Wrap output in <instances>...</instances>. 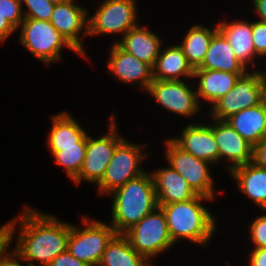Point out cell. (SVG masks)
Segmentation results:
<instances>
[{
    "label": "cell",
    "instance_id": "obj_26",
    "mask_svg": "<svg viewBox=\"0 0 266 266\" xmlns=\"http://www.w3.org/2000/svg\"><path fill=\"white\" fill-rule=\"evenodd\" d=\"M137 253L124 234H116L108 243L98 266H151Z\"/></svg>",
    "mask_w": 266,
    "mask_h": 266
},
{
    "label": "cell",
    "instance_id": "obj_28",
    "mask_svg": "<svg viewBox=\"0 0 266 266\" xmlns=\"http://www.w3.org/2000/svg\"><path fill=\"white\" fill-rule=\"evenodd\" d=\"M87 148V134L77 143V146L49 147L55 163L62 166L73 180L79 173L85 159Z\"/></svg>",
    "mask_w": 266,
    "mask_h": 266
},
{
    "label": "cell",
    "instance_id": "obj_24",
    "mask_svg": "<svg viewBox=\"0 0 266 266\" xmlns=\"http://www.w3.org/2000/svg\"><path fill=\"white\" fill-rule=\"evenodd\" d=\"M194 69L188 63L186 56L179 45H171L160 50L155 66L153 79L156 80H183L193 79Z\"/></svg>",
    "mask_w": 266,
    "mask_h": 266
},
{
    "label": "cell",
    "instance_id": "obj_10",
    "mask_svg": "<svg viewBox=\"0 0 266 266\" xmlns=\"http://www.w3.org/2000/svg\"><path fill=\"white\" fill-rule=\"evenodd\" d=\"M136 0H103L88 16V36L120 34L121 38L139 25Z\"/></svg>",
    "mask_w": 266,
    "mask_h": 266
},
{
    "label": "cell",
    "instance_id": "obj_31",
    "mask_svg": "<svg viewBox=\"0 0 266 266\" xmlns=\"http://www.w3.org/2000/svg\"><path fill=\"white\" fill-rule=\"evenodd\" d=\"M266 213V210H263ZM249 230V236L254 248L266 247V214L257 216L255 220H252Z\"/></svg>",
    "mask_w": 266,
    "mask_h": 266
},
{
    "label": "cell",
    "instance_id": "obj_32",
    "mask_svg": "<svg viewBox=\"0 0 266 266\" xmlns=\"http://www.w3.org/2000/svg\"><path fill=\"white\" fill-rule=\"evenodd\" d=\"M253 46L256 54L261 58L266 57V23L257 19L252 22Z\"/></svg>",
    "mask_w": 266,
    "mask_h": 266
},
{
    "label": "cell",
    "instance_id": "obj_8",
    "mask_svg": "<svg viewBox=\"0 0 266 266\" xmlns=\"http://www.w3.org/2000/svg\"><path fill=\"white\" fill-rule=\"evenodd\" d=\"M124 235L132 248L150 263H153L152 258L165 253L174 245L168 232L165 214L159 206L127 230Z\"/></svg>",
    "mask_w": 266,
    "mask_h": 266
},
{
    "label": "cell",
    "instance_id": "obj_23",
    "mask_svg": "<svg viewBox=\"0 0 266 266\" xmlns=\"http://www.w3.org/2000/svg\"><path fill=\"white\" fill-rule=\"evenodd\" d=\"M229 174L236 180L241 193L262 209L261 211L266 210V169L249 162Z\"/></svg>",
    "mask_w": 266,
    "mask_h": 266
},
{
    "label": "cell",
    "instance_id": "obj_15",
    "mask_svg": "<svg viewBox=\"0 0 266 266\" xmlns=\"http://www.w3.org/2000/svg\"><path fill=\"white\" fill-rule=\"evenodd\" d=\"M107 67L121 82H137L141 89L148 90L153 79V67L122 49L116 42L109 49Z\"/></svg>",
    "mask_w": 266,
    "mask_h": 266
},
{
    "label": "cell",
    "instance_id": "obj_3",
    "mask_svg": "<svg viewBox=\"0 0 266 266\" xmlns=\"http://www.w3.org/2000/svg\"><path fill=\"white\" fill-rule=\"evenodd\" d=\"M213 199L198 195L184 202L161 205L169 235L173 243L187 239L206 247L216 231L217 221L212 212L202 202Z\"/></svg>",
    "mask_w": 266,
    "mask_h": 266
},
{
    "label": "cell",
    "instance_id": "obj_40",
    "mask_svg": "<svg viewBox=\"0 0 266 266\" xmlns=\"http://www.w3.org/2000/svg\"><path fill=\"white\" fill-rule=\"evenodd\" d=\"M48 1H50L53 5H57V4L65 3L69 0H48Z\"/></svg>",
    "mask_w": 266,
    "mask_h": 266
},
{
    "label": "cell",
    "instance_id": "obj_39",
    "mask_svg": "<svg viewBox=\"0 0 266 266\" xmlns=\"http://www.w3.org/2000/svg\"><path fill=\"white\" fill-rule=\"evenodd\" d=\"M259 21L266 23V0H252Z\"/></svg>",
    "mask_w": 266,
    "mask_h": 266
},
{
    "label": "cell",
    "instance_id": "obj_21",
    "mask_svg": "<svg viewBox=\"0 0 266 266\" xmlns=\"http://www.w3.org/2000/svg\"><path fill=\"white\" fill-rule=\"evenodd\" d=\"M253 147L266 138V104L243 109L226 120Z\"/></svg>",
    "mask_w": 266,
    "mask_h": 266
},
{
    "label": "cell",
    "instance_id": "obj_20",
    "mask_svg": "<svg viewBox=\"0 0 266 266\" xmlns=\"http://www.w3.org/2000/svg\"><path fill=\"white\" fill-rule=\"evenodd\" d=\"M218 30L224 35L228 43L232 47L236 58L243 63L247 68L251 64L254 67L255 60L258 55L256 54L253 46L252 38V22L245 20H234L219 22L217 24Z\"/></svg>",
    "mask_w": 266,
    "mask_h": 266
},
{
    "label": "cell",
    "instance_id": "obj_14",
    "mask_svg": "<svg viewBox=\"0 0 266 266\" xmlns=\"http://www.w3.org/2000/svg\"><path fill=\"white\" fill-rule=\"evenodd\" d=\"M216 144L219 151V162L227 159L231 163L227 165L230 173L237 167L243 166L253 160V146L248 143L227 121L212 119Z\"/></svg>",
    "mask_w": 266,
    "mask_h": 266
},
{
    "label": "cell",
    "instance_id": "obj_11",
    "mask_svg": "<svg viewBox=\"0 0 266 266\" xmlns=\"http://www.w3.org/2000/svg\"><path fill=\"white\" fill-rule=\"evenodd\" d=\"M109 128L100 138L90 137L87 133V148L80 173L72 180L74 184L84 180L88 183H98L105 172L107 165L113 157L117 144L123 139L117 132L114 113L109 118Z\"/></svg>",
    "mask_w": 266,
    "mask_h": 266
},
{
    "label": "cell",
    "instance_id": "obj_6",
    "mask_svg": "<svg viewBox=\"0 0 266 266\" xmlns=\"http://www.w3.org/2000/svg\"><path fill=\"white\" fill-rule=\"evenodd\" d=\"M265 79L264 70L248 71L225 96L210 106L207 114L211 119L226 121L243 109L259 105L264 98Z\"/></svg>",
    "mask_w": 266,
    "mask_h": 266
},
{
    "label": "cell",
    "instance_id": "obj_4",
    "mask_svg": "<svg viewBox=\"0 0 266 266\" xmlns=\"http://www.w3.org/2000/svg\"><path fill=\"white\" fill-rule=\"evenodd\" d=\"M19 27L20 44L46 65L62 60L63 47L81 55L49 21L25 18Z\"/></svg>",
    "mask_w": 266,
    "mask_h": 266
},
{
    "label": "cell",
    "instance_id": "obj_9",
    "mask_svg": "<svg viewBox=\"0 0 266 266\" xmlns=\"http://www.w3.org/2000/svg\"><path fill=\"white\" fill-rule=\"evenodd\" d=\"M165 160L188 182L197 194L210 199L215 198L211 163L197 158L180 148L171 138L165 141Z\"/></svg>",
    "mask_w": 266,
    "mask_h": 266
},
{
    "label": "cell",
    "instance_id": "obj_5",
    "mask_svg": "<svg viewBox=\"0 0 266 266\" xmlns=\"http://www.w3.org/2000/svg\"><path fill=\"white\" fill-rule=\"evenodd\" d=\"M146 144H135L123 138L116 146L112 159L107 165L102 179L96 184L98 193L107 196L128 181L143 174L141 163L146 157Z\"/></svg>",
    "mask_w": 266,
    "mask_h": 266
},
{
    "label": "cell",
    "instance_id": "obj_34",
    "mask_svg": "<svg viewBox=\"0 0 266 266\" xmlns=\"http://www.w3.org/2000/svg\"><path fill=\"white\" fill-rule=\"evenodd\" d=\"M253 163L266 169V138L253 147Z\"/></svg>",
    "mask_w": 266,
    "mask_h": 266
},
{
    "label": "cell",
    "instance_id": "obj_13",
    "mask_svg": "<svg viewBox=\"0 0 266 266\" xmlns=\"http://www.w3.org/2000/svg\"><path fill=\"white\" fill-rule=\"evenodd\" d=\"M88 11L74 0L54 6L49 22L68 42L87 58L82 39L88 36ZM83 36H81V35ZM80 35V36H79Z\"/></svg>",
    "mask_w": 266,
    "mask_h": 266
},
{
    "label": "cell",
    "instance_id": "obj_22",
    "mask_svg": "<svg viewBox=\"0 0 266 266\" xmlns=\"http://www.w3.org/2000/svg\"><path fill=\"white\" fill-rule=\"evenodd\" d=\"M196 69L218 70L230 73L248 72V68L236 58L232 47L219 30L210 41L203 63Z\"/></svg>",
    "mask_w": 266,
    "mask_h": 266
},
{
    "label": "cell",
    "instance_id": "obj_33",
    "mask_svg": "<svg viewBox=\"0 0 266 266\" xmlns=\"http://www.w3.org/2000/svg\"><path fill=\"white\" fill-rule=\"evenodd\" d=\"M47 266H89L74 257L68 250L57 255Z\"/></svg>",
    "mask_w": 266,
    "mask_h": 266
},
{
    "label": "cell",
    "instance_id": "obj_38",
    "mask_svg": "<svg viewBox=\"0 0 266 266\" xmlns=\"http://www.w3.org/2000/svg\"><path fill=\"white\" fill-rule=\"evenodd\" d=\"M16 29L0 15V42H4Z\"/></svg>",
    "mask_w": 266,
    "mask_h": 266
},
{
    "label": "cell",
    "instance_id": "obj_41",
    "mask_svg": "<svg viewBox=\"0 0 266 266\" xmlns=\"http://www.w3.org/2000/svg\"><path fill=\"white\" fill-rule=\"evenodd\" d=\"M263 101L266 104V79H265V86H264V98H263Z\"/></svg>",
    "mask_w": 266,
    "mask_h": 266
},
{
    "label": "cell",
    "instance_id": "obj_27",
    "mask_svg": "<svg viewBox=\"0 0 266 266\" xmlns=\"http://www.w3.org/2000/svg\"><path fill=\"white\" fill-rule=\"evenodd\" d=\"M217 31V25L214 28H209L202 26V24H195L186 32L179 47L193 69L198 68L203 63L210 41Z\"/></svg>",
    "mask_w": 266,
    "mask_h": 266
},
{
    "label": "cell",
    "instance_id": "obj_36",
    "mask_svg": "<svg viewBox=\"0 0 266 266\" xmlns=\"http://www.w3.org/2000/svg\"><path fill=\"white\" fill-rule=\"evenodd\" d=\"M10 242V234L7 227V224L0 227V259L3 255L9 250Z\"/></svg>",
    "mask_w": 266,
    "mask_h": 266
},
{
    "label": "cell",
    "instance_id": "obj_1",
    "mask_svg": "<svg viewBox=\"0 0 266 266\" xmlns=\"http://www.w3.org/2000/svg\"><path fill=\"white\" fill-rule=\"evenodd\" d=\"M21 222H20V221ZM20 224L19 235L13 253L26 264L47 266L57 255L67 251L71 224L58 220L56 215L43 213L34 208L26 207L23 213L7 222L10 242L15 229Z\"/></svg>",
    "mask_w": 266,
    "mask_h": 266
},
{
    "label": "cell",
    "instance_id": "obj_35",
    "mask_svg": "<svg viewBox=\"0 0 266 266\" xmlns=\"http://www.w3.org/2000/svg\"><path fill=\"white\" fill-rule=\"evenodd\" d=\"M248 258H250L249 266H266V247L252 248Z\"/></svg>",
    "mask_w": 266,
    "mask_h": 266
},
{
    "label": "cell",
    "instance_id": "obj_25",
    "mask_svg": "<svg viewBox=\"0 0 266 266\" xmlns=\"http://www.w3.org/2000/svg\"><path fill=\"white\" fill-rule=\"evenodd\" d=\"M51 117L52 126L46 140L48 147L77 146L87 134L81 124L66 111Z\"/></svg>",
    "mask_w": 266,
    "mask_h": 266
},
{
    "label": "cell",
    "instance_id": "obj_7",
    "mask_svg": "<svg viewBox=\"0 0 266 266\" xmlns=\"http://www.w3.org/2000/svg\"><path fill=\"white\" fill-rule=\"evenodd\" d=\"M82 226L71 224L67 250L89 266H98L108 243L117 234L114 228L100 220L83 215Z\"/></svg>",
    "mask_w": 266,
    "mask_h": 266
},
{
    "label": "cell",
    "instance_id": "obj_29",
    "mask_svg": "<svg viewBox=\"0 0 266 266\" xmlns=\"http://www.w3.org/2000/svg\"><path fill=\"white\" fill-rule=\"evenodd\" d=\"M22 4L27 7V11L23 10L25 18L49 21L54 6L48 0H21Z\"/></svg>",
    "mask_w": 266,
    "mask_h": 266
},
{
    "label": "cell",
    "instance_id": "obj_2",
    "mask_svg": "<svg viewBox=\"0 0 266 266\" xmlns=\"http://www.w3.org/2000/svg\"><path fill=\"white\" fill-rule=\"evenodd\" d=\"M107 196L113 198L110 225L117 234H124L158 207L152 174L148 171L131 179Z\"/></svg>",
    "mask_w": 266,
    "mask_h": 266
},
{
    "label": "cell",
    "instance_id": "obj_12",
    "mask_svg": "<svg viewBox=\"0 0 266 266\" xmlns=\"http://www.w3.org/2000/svg\"><path fill=\"white\" fill-rule=\"evenodd\" d=\"M195 89L184 80L154 79L147 93L169 112L189 118L198 114L201 109Z\"/></svg>",
    "mask_w": 266,
    "mask_h": 266
},
{
    "label": "cell",
    "instance_id": "obj_37",
    "mask_svg": "<svg viewBox=\"0 0 266 266\" xmlns=\"http://www.w3.org/2000/svg\"><path fill=\"white\" fill-rule=\"evenodd\" d=\"M0 266H31L29 264H22L21 260L13 253L11 250H9L3 255V257L0 259Z\"/></svg>",
    "mask_w": 266,
    "mask_h": 266
},
{
    "label": "cell",
    "instance_id": "obj_18",
    "mask_svg": "<svg viewBox=\"0 0 266 266\" xmlns=\"http://www.w3.org/2000/svg\"><path fill=\"white\" fill-rule=\"evenodd\" d=\"M159 37L149 28L139 24L130 29L118 42H113L137 59L154 67L161 48H164Z\"/></svg>",
    "mask_w": 266,
    "mask_h": 266
},
{
    "label": "cell",
    "instance_id": "obj_30",
    "mask_svg": "<svg viewBox=\"0 0 266 266\" xmlns=\"http://www.w3.org/2000/svg\"><path fill=\"white\" fill-rule=\"evenodd\" d=\"M21 0H0V15L16 29L25 19Z\"/></svg>",
    "mask_w": 266,
    "mask_h": 266
},
{
    "label": "cell",
    "instance_id": "obj_16",
    "mask_svg": "<svg viewBox=\"0 0 266 266\" xmlns=\"http://www.w3.org/2000/svg\"><path fill=\"white\" fill-rule=\"evenodd\" d=\"M172 140L184 151L193 156L217 164L219 151L211 125L201 122L188 124L181 131V135Z\"/></svg>",
    "mask_w": 266,
    "mask_h": 266
},
{
    "label": "cell",
    "instance_id": "obj_19",
    "mask_svg": "<svg viewBox=\"0 0 266 266\" xmlns=\"http://www.w3.org/2000/svg\"><path fill=\"white\" fill-rule=\"evenodd\" d=\"M246 73H230L218 70L194 69L193 78H198L196 94L198 101L203 99L211 106L225 96L240 76Z\"/></svg>",
    "mask_w": 266,
    "mask_h": 266
},
{
    "label": "cell",
    "instance_id": "obj_17",
    "mask_svg": "<svg viewBox=\"0 0 266 266\" xmlns=\"http://www.w3.org/2000/svg\"><path fill=\"white\" fill-rule=\"evenodd\" d=\"M157 205L184 202L198 196L188 182L170 165L155 169L151 172Z\"/></svg>",
    "mask_w": 266,
    "mask_h": 266
}]
</instances>
